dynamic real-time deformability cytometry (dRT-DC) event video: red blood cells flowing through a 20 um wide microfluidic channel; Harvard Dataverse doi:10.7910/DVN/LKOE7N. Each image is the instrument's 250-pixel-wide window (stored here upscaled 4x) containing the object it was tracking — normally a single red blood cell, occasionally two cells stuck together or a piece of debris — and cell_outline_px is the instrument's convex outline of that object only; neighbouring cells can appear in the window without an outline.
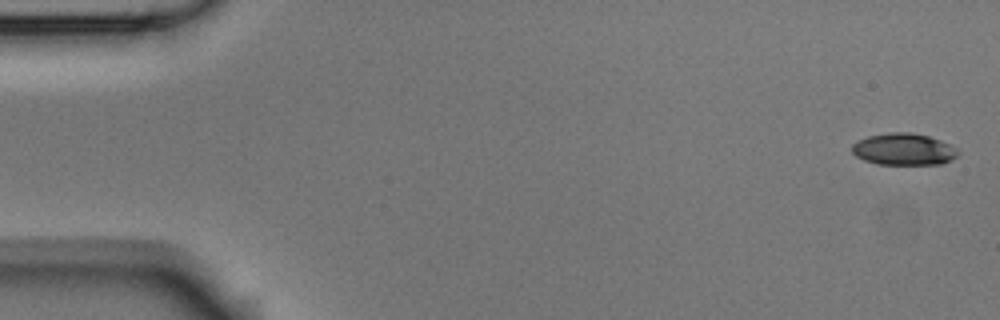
{"species": "Egyptian fruit bat (a non-hibernating species)", "species_latin": "Rousettus aegyptiacus", "temperature_condition": "room temperature", "stored_images_in_passage": 4, "camera_frame_rate_fps": 3000, "um_per_image_px": 0.085, "animal": {"sex": "male"}, "frame": {"image": 1, "passage_image": 1, "time_ms": 0.0, "image_size_px": [1000, 320], "cell_outline_px": [[960, 152], [952, 160], [940, 164], [880, 164], [864, 160], [856, 156], [852, 152], [852, 144], [868, 136], [888, 132], [912, 132], [928, 136], [940, 140], [956, 148]], "centroid_in_image_um": [76.82, 12.68], "position_along_channel_um": 8.2, "area_um2": 19.59}}